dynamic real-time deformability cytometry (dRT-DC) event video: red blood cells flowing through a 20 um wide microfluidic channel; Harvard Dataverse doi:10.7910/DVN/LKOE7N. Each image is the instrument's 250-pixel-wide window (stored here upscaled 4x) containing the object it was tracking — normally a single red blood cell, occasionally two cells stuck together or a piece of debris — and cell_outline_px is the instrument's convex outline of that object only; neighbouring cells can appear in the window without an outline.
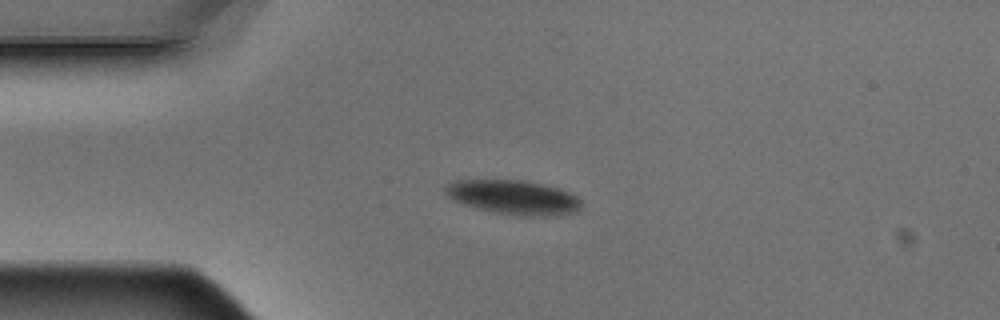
{"species": "Egyptian fruit bat (a non-hibernating species)", "species_latin": "Rousettus aegyptiacus", "temperature_condition": "warm", "stored_images_in_passage": 3, "camera_frame_rate_fps": 3000, "um_per_image_px": 0.085, "animal": {"sex": "male"}, "frame": {"image": 1, "passage_image": 3, "time_ms": 0.667, "image_size_px": [1000, 320], "cell_outline_px": [[580, 208], [576, 212], [536, 216], [520, 216], [496, 212], [464, 204], [448, 196], [444, 192], [444, 188], [452, 180], [524, 180], [556, 188], [568, 192], [576, 196], [580, 200]], "centroid_in_image_um": [43.62, 16.76], "position_along_channel_um": 41.4, "area_um2": 26.59}}